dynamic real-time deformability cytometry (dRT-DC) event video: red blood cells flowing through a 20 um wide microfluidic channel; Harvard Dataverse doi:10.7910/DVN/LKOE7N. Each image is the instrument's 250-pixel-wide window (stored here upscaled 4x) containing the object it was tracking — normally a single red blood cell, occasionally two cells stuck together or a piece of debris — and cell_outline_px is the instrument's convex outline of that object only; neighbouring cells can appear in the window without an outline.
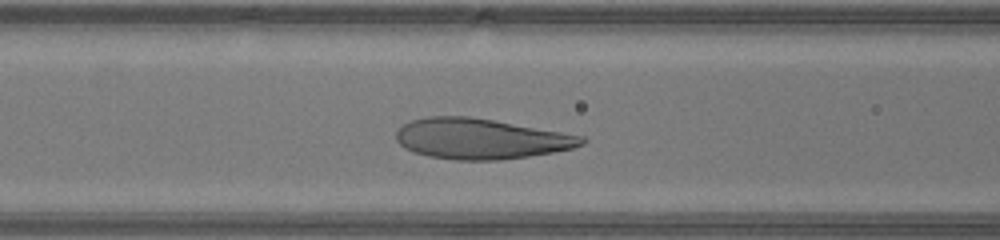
{"species": "human", "species_latin": "Homo sapiens", "temperature_condition": "warm", "stored_images_in_passage": 26, "camera_frame_rate_fps": 3000, "um_per_image_px": 0.085, "donor": {"sex": "male"}, "frame": {"image": 1, "passage_image": 7, "time_ms": 2.0, "image_size_px": [1000, 240], "cell_outline_px": [[588, 140], [584, 144], [572, 148], [552, 152], [528, 156], [500, 160], [456, 160], [428, 156], [412, 152], [404, 148], [396, 140], [396, 132], [404, 124], [412, 120], [428, 116], [468, 116], [492, 120], [584, 136]], "centroid_in_image_um": [40.83, 11.8], "position_along_channel_um": 125.8, "area_um2": 43.58}}
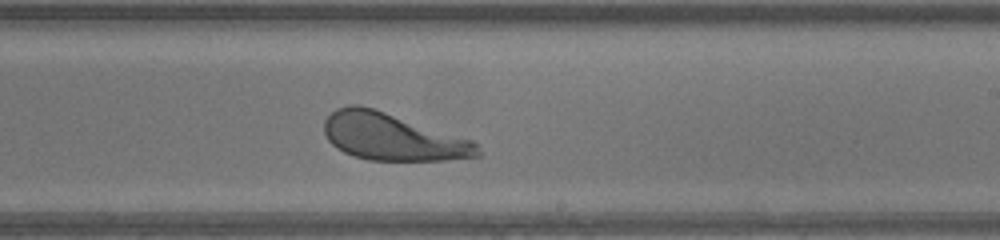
{"frame": {"image": 2, "passage_image": 16, "time_ms": 5.0, "image_size_px": [1000, 240], "cell_outline_px": [[480, 156], [448, 160], [368, 160], [344, 152], [336, 148], [328, 140], [324, 132], [324, 120], [336, 108], [348, 104], [360, 104], [472, 140], [476, 144], [480, 152]], "centroid_in_image_um": [33.32, 11.63], "position_along_channel_um": 255.7, "area_um2": 41.79}}
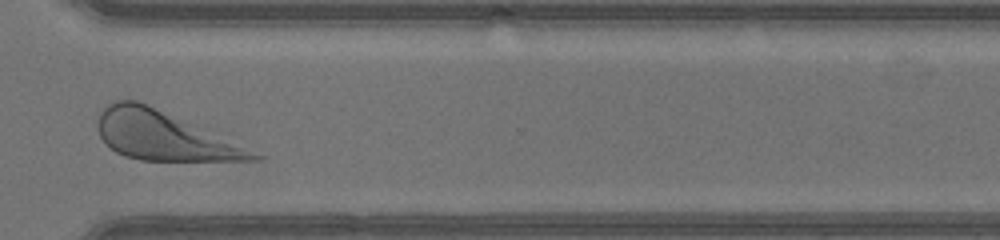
{"frame": {"image": 3, "passage_image": 23, "time_ms": 7.333, "image_size_px": [1000, 240], "cell_outline_px": [[268, 156], [256, 160], [140, 160], [124, 156], [116, 152], [100, 136], [96, 124], [100, 112], [104, 104], [112, 100], [136, 100]], "centroid_in_image_um": [13.87, 11.54], "position_along_channel_um": 356.7, "area_um2": 43.52}, "authors_computed_cell_mechanics": {"area_um2": 43.0321, "velocity_mm_per_s": 4.3321, "shape_relaxation_time_tau1_ms": 1.6092, "shape_relaxation_time_tau2_ms": 8.8934, "deformation_change_tau1": 0.1516, "deformation_change_tau2": 0.2153}}